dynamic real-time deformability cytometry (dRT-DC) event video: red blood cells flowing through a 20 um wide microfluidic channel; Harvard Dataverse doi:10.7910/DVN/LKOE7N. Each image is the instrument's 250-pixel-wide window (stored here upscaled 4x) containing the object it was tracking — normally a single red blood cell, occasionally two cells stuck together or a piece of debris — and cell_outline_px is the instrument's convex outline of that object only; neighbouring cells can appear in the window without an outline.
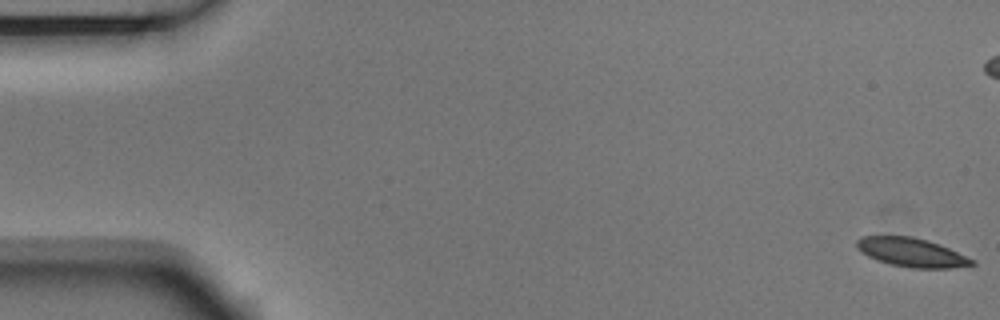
{"species": "Egyptian fruit bat (a non-hibernating species)", "species_latin": "Rousettus aegyptiacus", "temperature_condition": "room temperature", "stored_images_in_passage": 53, "camera_frame_rate_fps": 3000, "um_per_image_px": 0.085, "animal": {"sex": "male"}, "frame": {"image": 1, "passage_image": 1, "time_ms": 0.0, "image_size_px": [1000, 320], "cell_outline_px": [[976, 264], [948, 268], [912, 268], [888, 264], [868, 256], [860, 252], [856, 248], [856, 240], [864, 236], [912, 236], [928, 240], [948, 248], [976, 260]], "centroid_in_image_um": [77.46, 21.45], "position_along_channel_um": 7.5, "area_um2": 19.36}}
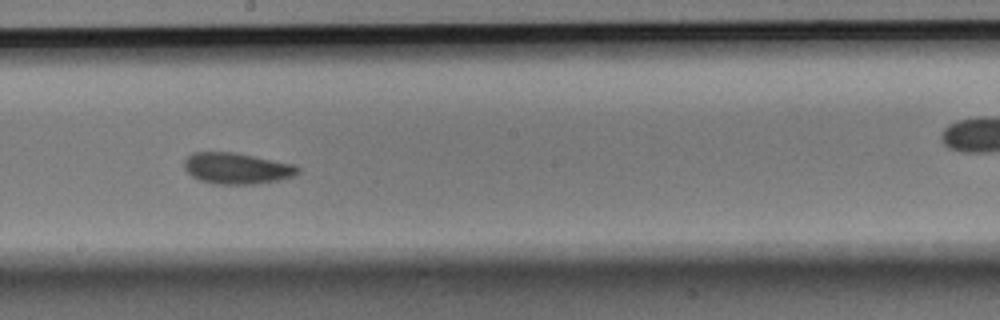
{"frame": {"image": 2, "passage_image": 31, "time_ms": 10.0, "image_size_px": [1000, 320], "cell_outline_px": [[300, 172], [292, 176], [280, 180], [256, 184], [212, 184], [200, 180], [192, 176], [184, 168], [184, 160], [192, 152], [232, 152], [296, 164], [300, 168]], "centroid_in_image_um": [20.14, 14.31], "position_along_channel_um": 228.1, "area_um2": 20.75}}
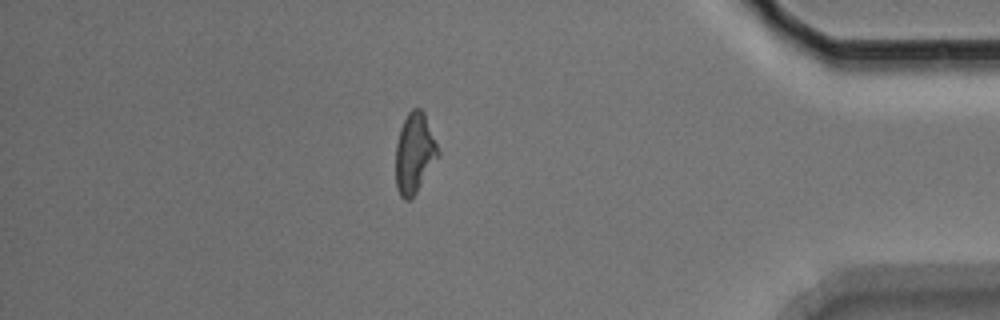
{"frame": {"image": 3, "passage_image": 53, "time_ms": 17.333, "image_size_px": [1000, 320], "cell_outline_px": [[440, 156], [416, 192], [408, 200], [404, 200], [400, 196], [396, 188], [396, 144], [400, 128], [408, 112], [412, 108], [420, 108], [424, 112], [440, 152]], "centroid_in_image_um": [35.23, 13.02], "position_along_channel_um": 400.0, "area_um2": 19.83}, "authors_computed_cell_mechanics": {"area_um2": 20.1144, "velocity_mm_per_s": 3.6302, "shape_relaxation_time_tau1_ms": 4.7181, "shape_relaxation_time_tau2_ms": 2.8408, "deformation_change_tau1": 0.1045, "deformation_change_tau2": 0.0505}}